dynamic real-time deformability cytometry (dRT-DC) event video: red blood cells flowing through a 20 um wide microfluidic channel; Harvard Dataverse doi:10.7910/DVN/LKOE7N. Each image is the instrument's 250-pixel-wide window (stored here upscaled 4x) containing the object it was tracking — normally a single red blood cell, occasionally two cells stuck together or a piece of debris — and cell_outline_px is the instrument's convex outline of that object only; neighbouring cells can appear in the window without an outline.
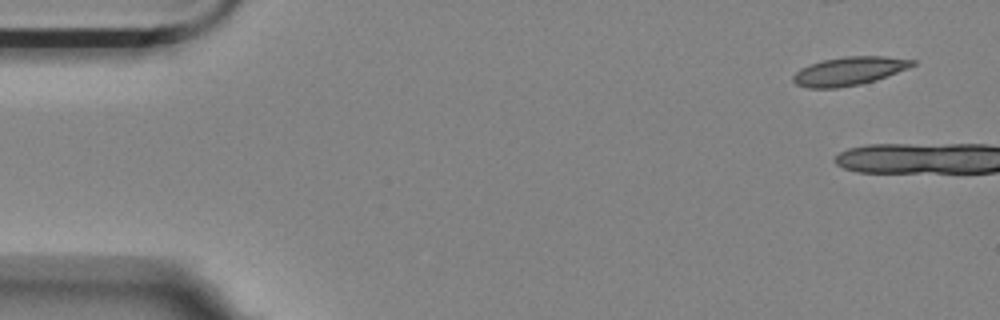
{"species": "Egyptian fruit bat (a non-hibernating species)", "species_latin": "Rousettus aegyptiacus", "temperature_condition": "room temperature", "stored_images_in_passage": 4, "camera_frame_rate_fps": 3000, "um_per_image_px": 0.085, "animal": {"sex": "female"}, "frame": {"image": 1, "passage_image": 1, "time_ms": 0.0, "image_size_px": [1000, 320], "cell_outline_px": [[916, 64], [908, 68], [876, 80], [860, 84], [836, 88], [808, 88], [796, 84], [792, 80], [792, 76], [800, 68], [808, 64], [824, 60], [844, 56], [884, 56], [916, 60]], "centroid_in_image_um": [72.16, 6.04], "position_along_channel_um": 12.8, "area_um2": 19.83}}